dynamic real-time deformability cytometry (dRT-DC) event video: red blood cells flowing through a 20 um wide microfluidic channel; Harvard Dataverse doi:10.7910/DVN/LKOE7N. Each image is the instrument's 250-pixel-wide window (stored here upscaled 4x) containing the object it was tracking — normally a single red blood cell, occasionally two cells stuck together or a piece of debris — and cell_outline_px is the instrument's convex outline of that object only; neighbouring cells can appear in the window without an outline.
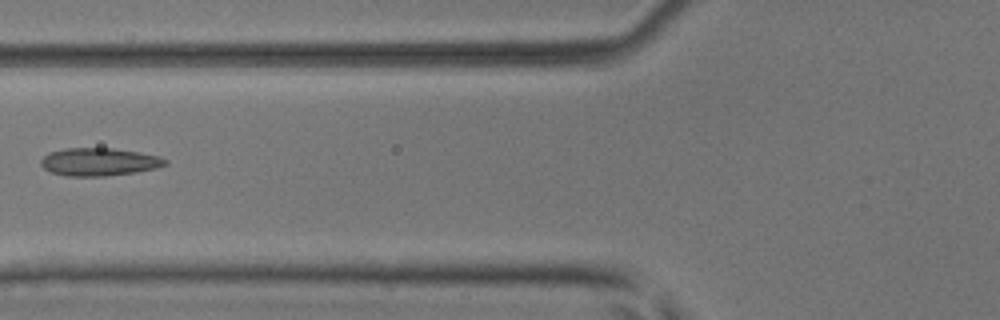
{"species": "common noctule bat (a hibernating species)", "species_latin": "Nyctalus noctula", "temperature_condition": "room temperature", "stored_images_in_passage": 6, "camera_frame_rate_fps": 3000, "um_per_image_px": 0.085, "animal": {"sex": "male", "body_mass_g": 17.9, "forearm_length_mm": 54.2}, "frame": {"image": 1, "passage_image": 5, "time_ms": 1.333, "image_size_px": [1000, 320], "cell_outline_px": [[168, 164], [156, 168], [136, 172], [104, 176], [68, 176], [52, 172], [44, 168], [40, 164], [40, 160], [48, 152], [64, 148], [112, 148], [140, 152], [160, 156], [168, 160]], "centroid_in_image_um": [8.44, 13.75], "position_along_channel_um": 117.4, "area_um2": 20.29}}
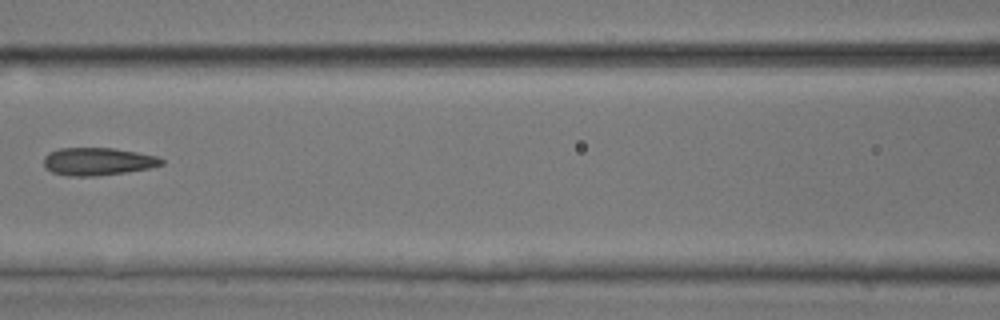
{"frame": {"image": 2, "passage_image": 6, "time_ms": 1.667, "image_size_px": [1000, 320], "cell_outline_px": [[164, 164], [148, 168], [124, 172], [92, 176], [68, 176], [52, 172], [44, 168], [44, 156], [48, 152], [60, 148], [112, 148], [136, 152], [156, 156], [164, 160]], "centroid_in_image_um": [8.26, 13.72], "position_along_channel_um": 158.3, "area_um2": 18.9}}